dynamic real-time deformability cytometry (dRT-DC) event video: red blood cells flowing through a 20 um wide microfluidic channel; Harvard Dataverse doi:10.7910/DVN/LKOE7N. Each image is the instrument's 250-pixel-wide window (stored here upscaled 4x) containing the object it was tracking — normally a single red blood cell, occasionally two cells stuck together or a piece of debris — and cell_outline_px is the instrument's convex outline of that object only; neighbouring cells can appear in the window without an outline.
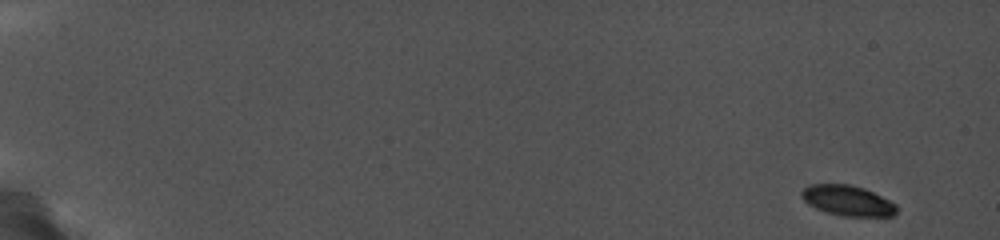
{"species": "common noctule bat (a hibernating species)", "species_latin": "Nyctalus noctula", "temperature_condition": "cold", "stored_images_in_passage": 44, "camera_frame_rate_fps": 5000, "um_per_image_px": 0.085, "animal": {"sex": "female", "body_mass_g": 19.0, "forearm_length_mm": 56.7}, "frame": {"image": 1, "passage_image": 1, "time_ms": 0.0, "image_size_px": [1000, 240], "cell_outline_px": [[896, 212], [892, 216], [844, 216], [824, 212], [808, 204], [800, 196], [800, 192], [808, 184], [848, 184], [864, 188], [896, 204]], "centroid_in_image_um": [72.0, 17.04], "position_along_channel_um": 13.0, "area_um2": 16.76}}
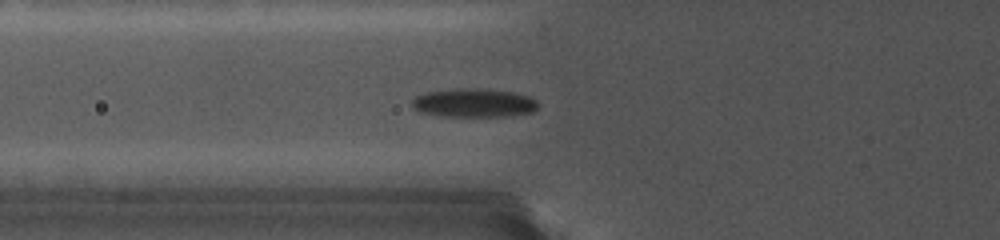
{"frame": {"image": 2, "passage_image": 17, "time_ms": 7.0, "image_size_px": [1000, 240], "cell_outline_px": [[536, 108], [532, 112], [512, 116], [440, 116], [420, 112], [412, 108], [412, 100], [416, 96], [428, 92], [512, 92], [528, 96], [536, 100]], "centroid_in_image_um": [40.28, 8.83], "position_along_channel_um": 85.5, "area_um2": 19.48}}
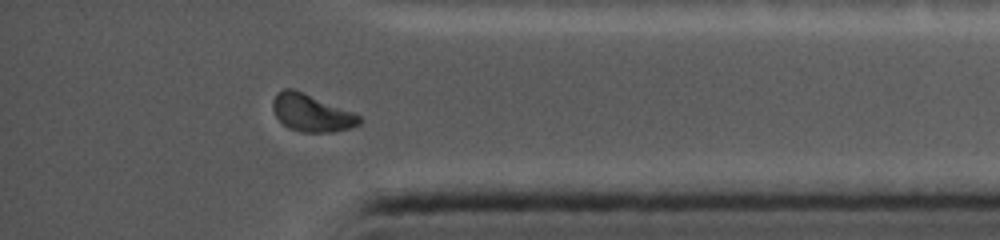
{"frame": {"image": 3, "passage_image": 43, "time_ms": 15.6, "image_size_px": [1000, 240], "cell_outline_px": [[360, 124], [336, 132], [300, 132], [288, 128], [276, 116], [272, 104], [276, 96], [284, 88], [288, 88], [300, 92], [352, 112], [360, 116]], "centroid_in_image_um": [26.47, 9.64], "position_along_channel_um": 408.7, "area_um2": 18.09}}